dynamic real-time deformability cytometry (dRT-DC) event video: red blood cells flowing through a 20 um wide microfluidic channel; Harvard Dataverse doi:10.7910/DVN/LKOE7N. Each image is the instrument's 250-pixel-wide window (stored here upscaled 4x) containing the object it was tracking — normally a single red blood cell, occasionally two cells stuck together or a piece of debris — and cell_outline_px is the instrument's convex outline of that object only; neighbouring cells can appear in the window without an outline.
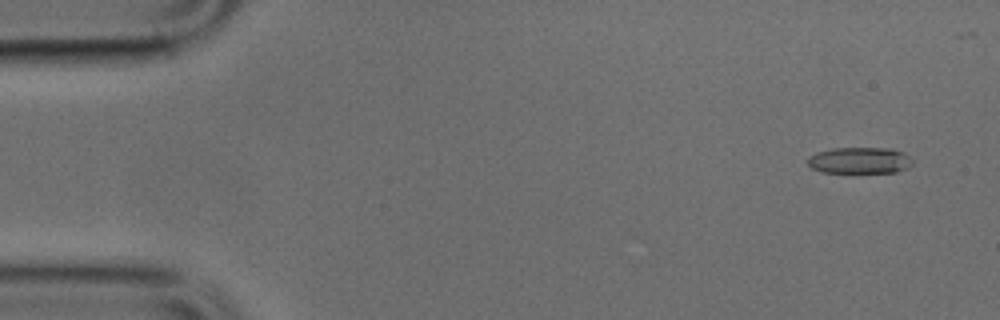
{"species": "common noctule bat (a hibernating species)", "species_latin": "Nyctalus noctula", "temperature_condition": "cold", "stored_images_in_passage": 41, "camera_frame_rate_fps": 3000, "um_per_image_px": 0.085, "animal": {"sex": "male", "body_mass_g": 17.9, "forearm_length_mm": 54.2}, "frame": {"image": 1, "passage_image": 2, "time_ms": 0.333, "image_size_px": [1000, 320], "cell_outline_px": [[912, 164], [908, 168], [896, 172], [824, 172], [812, 168], [808, 164], [808, 156], [816, 152], [832, 148], [892, 148], [904, 152], [912, 160]], "centroid_in_image_um": [73.08, 13.62], "position_along_channel_um": 11.9, "area_um2": 16.13}}
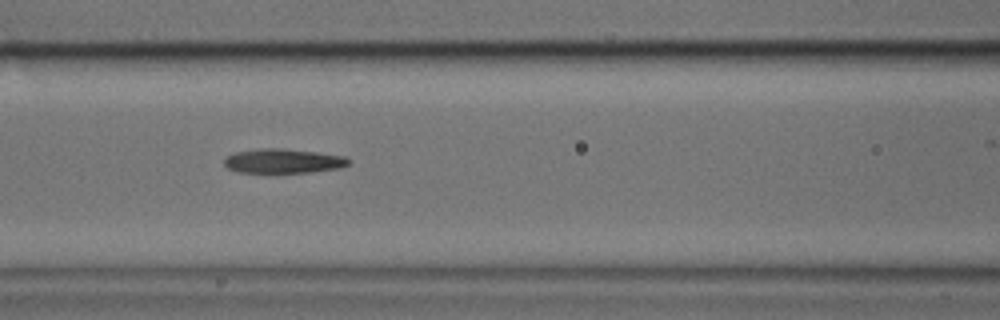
{"frame": {"image": 2, "passage_image": 20, "time_ms": 6.333, "image_size_px": [1000, 320], "cell_outline_px": [[352, 160], [348, 164], [340, 168], [308, 172], [236, 172], [228, 168], [224, 164], [224, 160], [228, 156], [236, 152], [260, 148], [280, 148], [316, 152], [344, 156]], "centroid_in_image_um": [24.08, 13.68], "position_along_channel_um": 142.5, "area_um2": 17.51}}
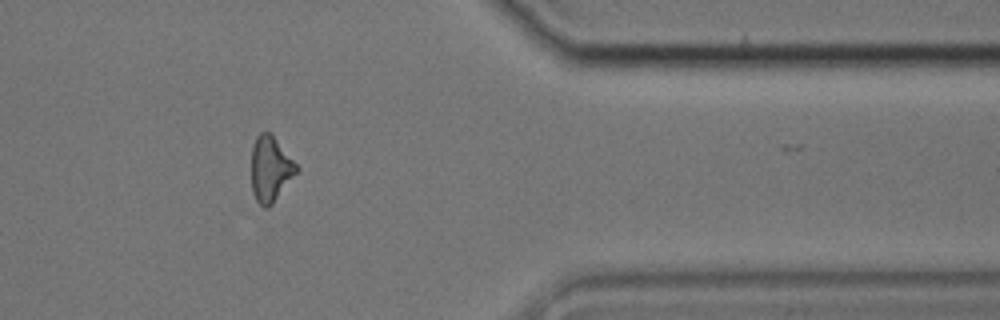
{"frame": {"image": 3, "passage_image": 40, "time_ms": 13.0, "image_size_px": [1000, 320], "cell_outline_px": [[300, 168], [272, 204], [268, 208], [264, 208], [256, 200], [252, 192], [252, 148], [256, 136], [260, 132], [272, 132]], "centroid_in_image_um": [22.99, 14.33], "position_along_channel_um": 388.4, "area_um2": 17.28}}